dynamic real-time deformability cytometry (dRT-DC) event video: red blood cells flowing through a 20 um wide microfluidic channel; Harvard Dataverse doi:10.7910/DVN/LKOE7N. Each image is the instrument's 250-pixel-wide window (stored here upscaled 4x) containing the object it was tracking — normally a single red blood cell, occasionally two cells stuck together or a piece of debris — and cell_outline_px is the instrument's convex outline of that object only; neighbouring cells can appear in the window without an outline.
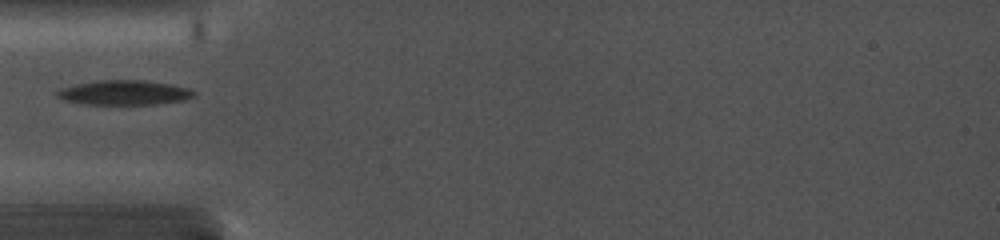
{"species": "common noctule bat (a hibernating species)", "species_latin": "Nyctalus noctula", "temperature_condition": "cold", "stored_images_in_passage": 6, "camera_frame_rate_fps": 5000, "um_per_image_px": 0.085, "animal": {"sex": "female", "body_mass_g": 19.0, "forearm_length_mm": 56.7}, "frame": {"image": 1, "passage_image": 1, "time_ms": 0.0, "image_size_px": [1000, 240], "cell_outline_px": [[196, 96], [184, 100], [156, 104], [84, 104], [64, 100], [56, 96], [56, 92], [60, 88], [76, 84], [96, 80], [140, 80], [172, 84], [188, 88], [196, 92]], "centroid_in_image_um": [10.56, 7.87], "position_along_channel_um": 74.4, "area_um2": 19.71}}
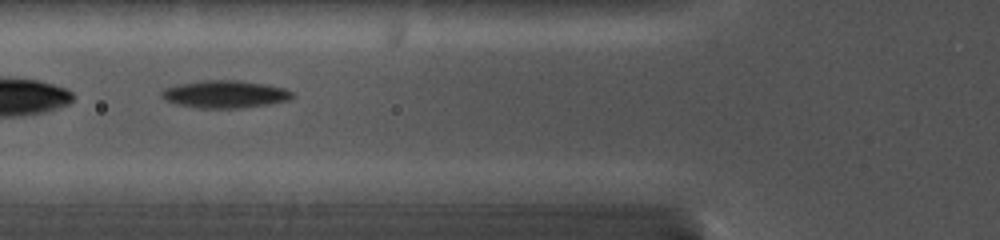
{"frame": {"image": 2, "passage_image": 2, "time_ms": 0.8, "image_size_px": [1000, 240], "cell_outline_px": [[296, 96], [288, 100], [272, 104], [240, 108], [196, 108], [176, 104], [164, 100], [160, 96], [160, 92], [164, 88], [176, 84], [200, 80], [240, 80], [264, 84], [284, 88], [292, 92]], "centroid_in_image_um": [19.09, 8.01], "position_along_channel_um": 106.7, "area_um2": 21.33}}
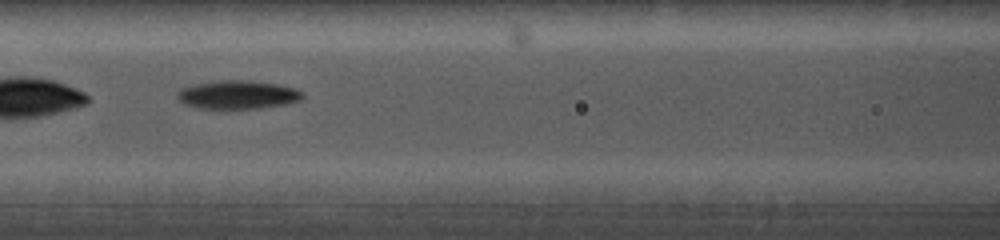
{"frame": {"image": 3, "passage_image": 3, "time_ms": 1.8, "image_size_px": [1000, 240], "cell_outline_px": [[304, 96], [300, 100], [284, 104], [260, 108], [196, 108], [184, 104], [176, 96], [176, 92], [180, 88], [192, 84], [220, 80], [248, 80], [276, 84], [296, 88], [304, 92]], "centroid_in_image_um": [20.18, 8.04], "position_along_channel_um": 146.4, "area_um2": 20.87}}